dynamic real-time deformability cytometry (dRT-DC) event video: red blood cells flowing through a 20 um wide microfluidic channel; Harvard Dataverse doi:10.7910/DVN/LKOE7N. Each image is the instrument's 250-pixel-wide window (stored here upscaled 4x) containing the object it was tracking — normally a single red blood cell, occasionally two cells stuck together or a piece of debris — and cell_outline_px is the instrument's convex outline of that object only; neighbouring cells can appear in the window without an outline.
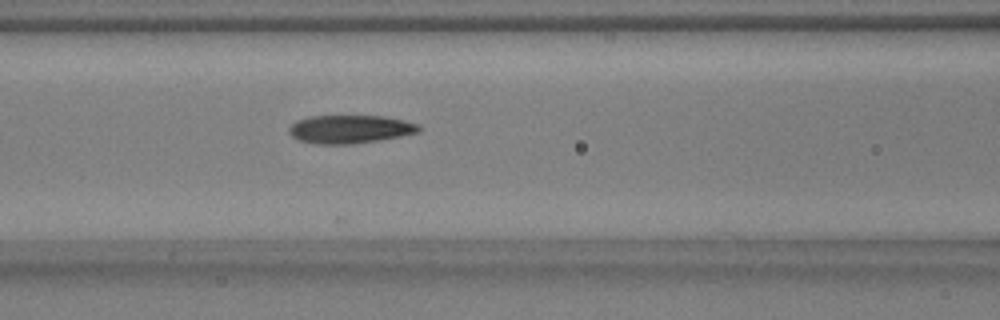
{"species": "common noctule bat (a hibernating species)", "species_latin": "Nyctalus noctula", "temperature_condition": "warm", "stored_images_in_passage": 37, "camera_frame_rate_fps": 3000, "um_per_image_px": 0.085, "animal": {"sex": "male", "body_mass_g": 17.9, "forearm_length_mm": 54.2}, "frame": {"image": 1, "passage_image": 7, "time_ms": 2.0, "image_size_px": [1000, 320], "cell_outline_px": [[420, 132], [380, 140], [352, 144], [312, 144], [296, 140], [288, 132], [288, 128], [296, 120], [308, 116], [384, 116], [420, 124]], "centroid_in_image_um": [29.71, 10.99], "position_along_channel_um": 136.9, "area_um2": 21.62}}
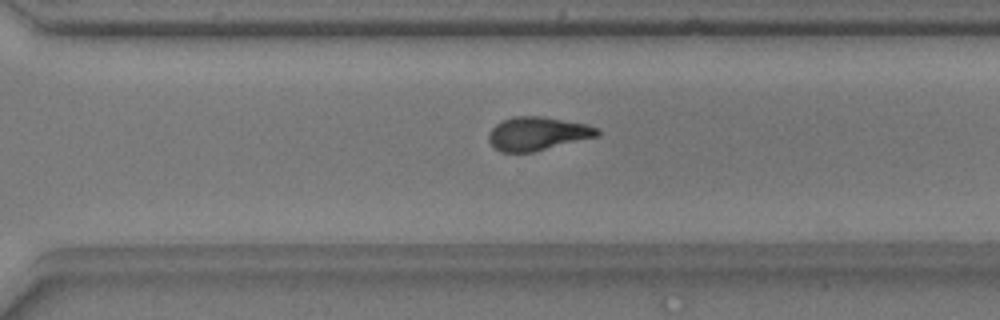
{"frame": {"image": 2, "passage_image": 22, "time_ms": 7.0, "image_size_px": [1000, 320], "cell_outline_px": [[600, 136], [532, 152], [500, 152], [488, 140], [488, 132], [496, 124], [504, 120], [516, 116], [540, 116], [588, 124], [600, 128]], "centroid_in_image_um": [45.73, 11.36], "position_along_channel_um": 324.9, "area_um2": 21.21}}
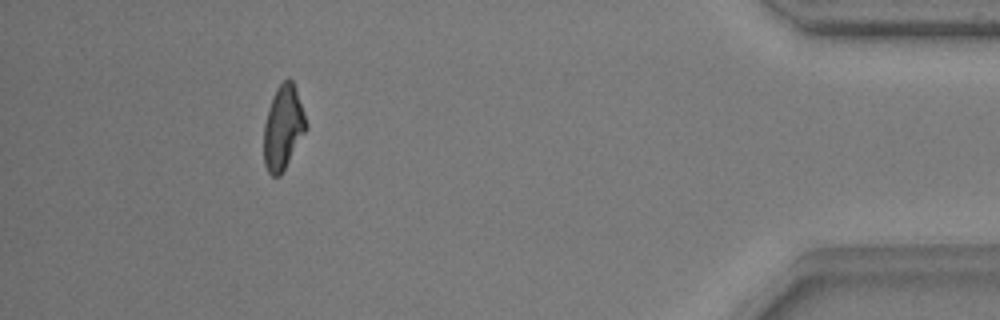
{"frame": {"image": 3, "passage_image": 33, "time_ms": 10.667, "image_size_px": [1000, 320], "cell_outline_px": [[308, 128], [280, 176], [272, 176], [268, 172], [264, 164], [264, 124], [268, 108], [276, 88], [288, 76], [292, 80], [308, 124]], "centroid_in_image_um": [24.06, 10.85], "position_along_channel_um": 411.1, "area_um2": 20.63}, "authors_computed_cell_mechanics": {"area_um2": 21.2704, "velocity_mm_per_s": 3.7647, "shape_relaxation_time_tau1_ms": null, "shape_relaxation_time_tau2_ms": 2.103, "deformation_change_tau1": null, "deformation_change_tau2": 0.0976}}